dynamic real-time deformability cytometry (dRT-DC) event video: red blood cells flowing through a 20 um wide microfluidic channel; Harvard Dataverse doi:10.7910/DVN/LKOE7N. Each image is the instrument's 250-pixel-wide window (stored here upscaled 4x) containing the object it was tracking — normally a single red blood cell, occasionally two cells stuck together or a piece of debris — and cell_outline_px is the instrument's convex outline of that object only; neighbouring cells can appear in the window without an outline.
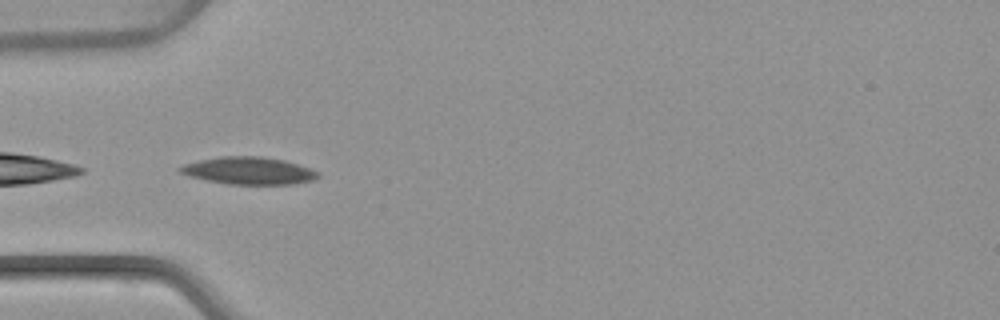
{"species": "common noctule bat (a hibernating species)", "species_latin": "Nyctalus noctula", "temperature_condition": "warm", "stored_images_in_passage": 38, "camera_frame_rate_fps": 3000, "um_per_image_px": 0.085, "animal": {"sex": "female", "body_mass_g": 22.7, "forearm_length_mm": 54.2}, "frame": {"image": 1, "passage_image": 1, "time_ms": 0.0, "image_size_px": [1000, 320], "cell_outline_px": [[320, 176], [312, 180], [292, 184], [228, 184], [188, 176], [180, 172], [176, 168], [184, 164], [200, 160], [220, 156], [260, 156], [284, 160], [320, 172]], "centroid_in_image_um": [21.12, 14.5], "position_along_channel_um": 63.9, "area_um2": 21.85}}
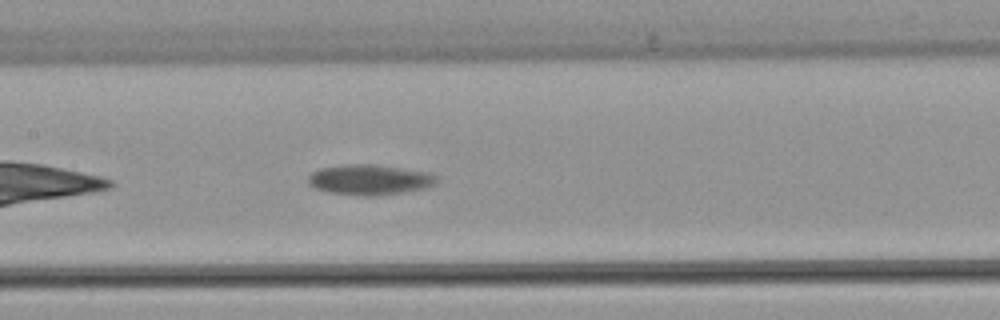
{"frame": {"image": 2, "passage_image": 10, "time_ms": 3.0, "image_size_px": [1000, 320], "cell_outline_px": [[440, 180], [436, 184], [424, 188], [404, 192], [380, 196], [360, 196], [328, 192], [316, 188], [308, 184], [308, 176], [312, 172], [320, 168], [348, 164], [376, 164], [428, 172], [436, 176]], "centroid_in_image_um": [31.43, 15.28], "position_along_channel_um": 176.0, "area_um2": 22.95}}
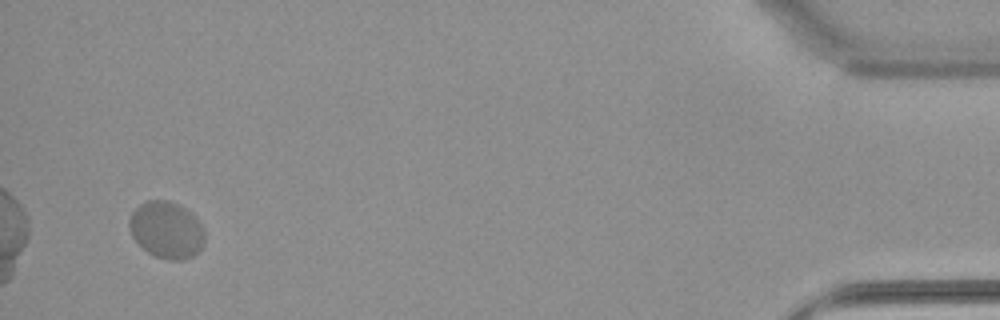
{"frame": {"image": 3, "passage_image": 36, "time_ms": 11.667, "image_size_px": [1000, 320], "cell_outline_px": [[204, 244], [192, 256], [180, 260], [168, 260], [156, 256], [148, 252], [132, 236], [128, 224], [128, 220], [132, 212], [140, 204], [148, 200], [168, 200], [192, 212], [196, 216], [204, 228]], "centroid_in_image_um": [14.16, 19.53], "position_along_channel_um": 421.0, "area_um2": 24.91}, "authors_computed_cell_mechanics": {"area_um2": 22.8599, "velocity_mm_per_s": 3.7852, "shape_relaxation_time_tau1_ms": 2.9891, "shape_relaxation_time_tau2_ms": null, "deformation_change_tau1": 0.0905, "deformation_change_tau2": null}}